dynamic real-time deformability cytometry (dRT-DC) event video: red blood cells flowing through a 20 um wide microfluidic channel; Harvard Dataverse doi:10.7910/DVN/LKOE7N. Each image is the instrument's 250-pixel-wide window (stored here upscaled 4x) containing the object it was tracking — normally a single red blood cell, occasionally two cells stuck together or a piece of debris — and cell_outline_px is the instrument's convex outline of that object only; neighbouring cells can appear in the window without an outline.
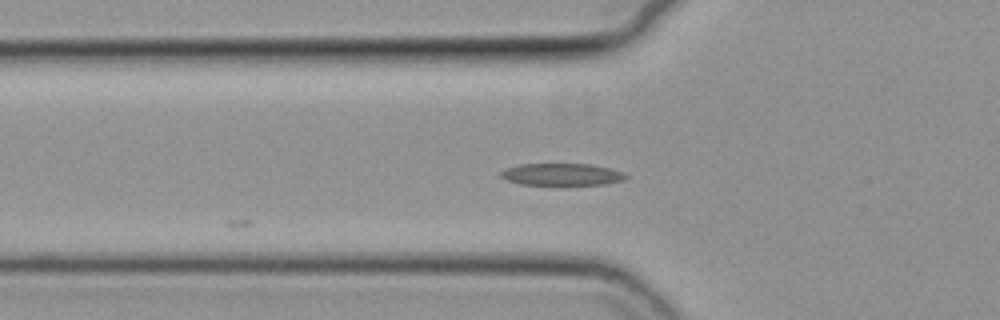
{"species": "common noctule bat (a hibernating species)", "species_latin": "Nyctalus noctula", "temperature_condition": "cold", "stored_images_in_passage": 8, "camera_frame_rate_fps": 3000, "um_per_image_px": 0.085, "animal": {"sex": "female", "body_mass_g": 19.3, "forearm_length_mm": 54.1}, "frame": {"image": 1, "passage_image": 3, "time_ms": 0.667, "image_size_px": [1000, 320], "cell_outline_px": [[628, 176], [624, 180], [604, 184], [560, 188], [520, 184], [508, 180], [500, 176], [500, 172], [508, 168], [520, 164], [592, 164], [612, 168], [624, 172]], "centroid_in_image_um": [47.8, 14.88], "position_along_channel_um": 78.0, "area_um2": 17.11}}